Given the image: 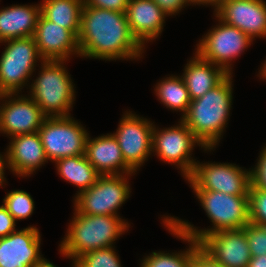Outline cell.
Listing matches in <instances>:
<instances>
[{
    "instance_id": "cell-16",
    "label": "cell",
    "mask_w": 266,
    "mask_h": 267,
    "mask_svg": "<svg viewBox=\"0 0 266 267\" xmlns=\"http://www.w3.org/2000/svg\"><path fill=\"white\" fill-rule=\"evenodd\" d=\"M200 246L224 267H247L252 258L243 229L211 233L200 242Z\"/></svg>"
},
{
    "instance_id": "cell-2",
    "label": "cell",
    "mask_w": 266,
    "mask_h": 267,
    "mask_svg": "<svg viewBox=\"0 0 266 267\" xmlns=\"http://www.w3.org/2000/svg\"><path fill=\"white\" fill-rule=\"evenodd\" d=\"M228 74L217 86L194 99L180 119L205 148H216L228 124L233 101V78Z\"/></svg>"
},
{
    "instance_id": "cell-36",
    "label": "cell",
    "mask_w": 266,
    "mask_h": 267,
    "mask_svg": "<svg viewBox=\"0 0 266 267\" xmlns=\"http://www.w3.org/2000/svg\"><path fill=\"white\" fill-rule=\"evenodd\" d=\"M5 168H9L8 167V160H7V153L5 152L3 155L0 154V186H4L3 184H5L6 182V178H5Z\"/></svg>"
},
{
    "instance_id": "cell-33",
    "label": "cell",
    "mask_w": 266,
    "mask_h": 267,
    "mask_svg": "<svg viewBox=\"0 0 266 267\" xmlns=\"http://www.w3.org/2000/svg\"><path fill=\"white\" fill-rule=\"evenodd\" d=\"M16 221L2 204L0 206V238L6 237L16 231Z\"/></svg>"
},
{
    "instance_id": "cell-9",
    "label": "cell",
    "mask_w": 266,
    "mask_h": 267,
    "mask_svg": "<svg viewBox=\"0 0 266 267\" xmlns=\"http://www.w3.org/2000/svg\"><path fill=\"white\" fill-rule=\"evenodd\" d=\"M38 133L49 161L85 155L89 133L71 115L46 117Z\"/></svg>"
},
{
    "instance_id": "cell-30",
    "label": "cell",
    "mask_w": 266,
    "mask_h": 267,
    "mask_svg": "<svg viewBox=\"0 0 266 267\" xmlns=\"http://www.w3.org/2000/svg\"><path fill=\"white\" fill-rule=\"evenodd\" d=\"M249 219L251 223H266V191L249 188Z\"/></svg>"
},
{
    "instance_id": "cell-21",
    "label": "cell",
    "mask_w": 266,
    "mask_h": 267,
    "mask_svg": "<svg viewBox=\"0 0 266 267\" xmlns=\"http://www.w3.org/2000/svg\"><path fill=\"white\" fill-rule=\"evenodd\" d=\"M41 6L12 5L0 9V43L34 35Z\"/></svg>"
},
{
    "instance_id": "cell-19",
    "label": "cell",
    "mask_w": 266,
    "mask_h": 267,
    "mask_svg": "<svg viewBox=\"0 0 266 267\" xmlns=\"http://www.w3.org/2000/svg\"><path fill=\"white\" fill-rule=\"evenodd\" d=\"M126 16L132 35L144 48L161 35L168 17L153 0H129Z\"/></svg>"
},
{
    "instance_id": "cell-13",
    "label": "cell",
    "mask_w": 266,
    "mask_h": 267,
    "mask_svg": "<svg viewBox=\"0 0 266 267\" xmlns=\"http://www.w3.org/2000/svg\"><path fill=\"white\" fill-rule=\"evenodd\" d=\"M19 94H0V133L9 138L37 132L47 117L29 95Z\"/></svg>"
},
{
    "instance_id": "cell-15",
    "label": "cell",
    "mask_w": 266,
    "mask_h": 267,
    "mask_svg": "<svg viewBox=\"0 0 266 267\" xmlns=\"http://www.w3.org/2000/svg\"><path fill=\"white\" fill-rule=\"evenodd\" d=\"M28 226L0 238V267H34L44 257L40 253L41 235Z\"/></svg>"
},
{
    "instance_id": "cell-23",
    "label": "cell",
    "mask_w": 266,
    "mask_h": 267,
    "mask_svg": "<svg viewBox=\"0 0 266 267\" xmlns=\"http://www.w3.org/2000/svg\"><path fill=\"white\" fill-rule=\"evenodd\" d=\"M163 224L170 234L188 243L189 248L180 252L165 253V251L152 252L148 256H144L141 260L140 267H191V262L195 252L201 247L200 243L192 237H189L178 231L166 218Z\"/></svg>"
},
{
    "instance_id": "cell-17",
    "label": "cell",
    "mask_w": 266,
    "mask_h": 267,
    "mask_svg": "<svg viewBox=\"0 0 266 267\" xmlns=\"http://www.w3.org/2000/svg\"><path fill=\"white\" fill-rule=\"evenodd\" d=\"M39 55L43 60H69L80 50L77 36L62 26L47 20L40 14L33 35Z\"/></svg>"
},
{
    "instance_id": "cell-6",
    "label": "cell",
    "mask_w": 266,
    "mask_h": 267,
    "mask_svg": "<svg viewBox=\"0 0 266 267\" xmlns=\"http://www.w3.org/2000/svg\"><path fill=\"white\" fill-rule=\"evenodd\" d=\"M0 57V94L20 93L28 86L37 62L44 61L33 36L6 40ZM20 91V92H19Z\"/></svg>"
},
{
    "instance_id": "cell-31",
    "label": "cell",
    "mask_w": 266,
    "mask_h": 267,
    "mask_svg": "<svg viewBox=\"0 0 266 267\" xmlns=\"http://www.w3.org/2000/svg\"><path fill=\"white\" fill-rule=\"evenodd\" d=\"M262 149L255 167L250 168V188L266 191V146Z\"/></svg>"
},
{
    "instance_id": "cell-37",
    "label": "cell",
    "mask_w": 266,
    "mask_h": 267,
    "mask_svg": "<svg viewBox=\"0 0 266 267\" xmlns=\"http://www.w3.org/2000/svg\"><path fill=\"white\" fill-rule=\"evenodd\" d=\"M224 0H189L190 5L194 4V5H209V6H213L214 11L220 6V4L223 2Z\"/></svg>"
},
{
    "instance_id": "cell-5",
    "label": "cell",
    "mask_w": 266,
    "mask_h": 267,
    "mask_svg": "<svg viewBox=\"0 0 266 267\" xmlns=\"http://www.w3.org/2000/svg\"><path fill=\"white\" fill-rule=\"evenodd\" d=\"M66 60H44L29 96L47 117L70 116L75 101V85L65 67Z\"/></svg>"
},
{
    "instance_id": "cell-40",
    "label": "cell",
    "mask_w": 266,
    "mask_h": 267,
    "mask_svg": "<svg viewBox=\"0 0 266 267\" xmlns=\"http://www.w3.org/2000/svg\"><path fill=\"white\" fill-rule=\"evenodd\" d=\"M264 63H262V66H260V70L258 73V76L260 77V79H265L266 80V60L263 61Z\"/></svg>"
},
{
    "instance_id": "cell-8",
    "label": "cell",
    "mask_w": 266,
    "mask_h": 267,
    "mask_svg": "<svg viewBox=\"0 0 266 267\" xmlns=\"http://www.w3.org/2000/svg\"><path fill=\"white\" fill-rule=\"evenodd\" d=\"M132 174L100 175L89 189L75 195L74 209L84 215L119 216V207L130 197Z\"/></svg>"
},
{
    "instance_id": "cell-18",
    "label": "cell",
    "mask_w": 266,
    "mask_h": 267,
    "mask_svg": "<svg viewBox=\"0 0 266 267\" xmlns=\"http://www.w3.org/2000/svg\"><path fill=\"white\" fill-rule=\"evenodd\" d=\"M6 148L8 169L18 177L31 176L37 169L48 163L37 132L12 136Z\"/></svg>"
},
{
    "instance_id": "cell-34",
    "label": "cell",
    "mask_w": 266,
    "mask_h": 267,
    "mask_svg": "<svg viewBox=\"0 0 266 267\" xmlns=\"http://www.w3.org/2000/svg\"><path fill=\"white\" fill-rule=\"evenodd\" d=\"M167 16L177 15L182 8L189 6V0H153Z\"/></svg>"
},
{
    "instance_id": "cell-12",
    "label": "cell",
    "mask_w": 266,
    "mask_h": 267,
    "mask_svg": "<svg viewBox=\"0 0 266 267\" xmlns=\"http://www.w3.org/2000/svg\"><path fill=\"white\" fill-rule=\"evenodd\" d=\"M153 126L150 120L129 110L125 111L116 132L113 133L125 163L134 172H137L152 154Z\"/></svg>"
},
{
    "instance_id": "cell-27",
    "label": "cell",
    "mask_w": 266,
    "mask_h": 267,
    "mask_svg": "<svg viewBox=\"0 0 266 267\" xmlns=\"http://www.w3.org/2000/svg\"><path fill=\"white\" fill-rule=\"evenodd\" d=\"M3 205L13 216L15 221L24 220L30 217L34 211V200L24 190H12L7 192L3 199Z\"/></svg>"
},
{
    "instance_id": "cell-39",
    "label": "cell",
    "mask_w": 266,
    "mask_h": 267,
    "mask_svg": "<svg viewBox=\"0 0 266 267\" xmlns=\"http://www.w3.org/2000/svg\"><path fill=\"white\" fill-rule=\"evenodd\" d=\"M73 266L75 267V262L72 261ZM34 267H56L55 264H53L52 262H50L49 260L43 258L37 265H35ZM58 267V266H57Z\"/></svg>"
},
{
    "instance_id": "cell-1",
    "label": "cell",
    "mask_w": 266,
    "mask_h": 267,
    "mask_svg": "<svg viewBox=\"0 0 266 267\" xmlns=\"http://www.w3.org/2000/svg\"><path fill=\"white\" fill-rule=\"evenodd\" d=\"M77 39L80 57L105 61L140 59L145 49L132 35L125 12L86 5Z\"/></svg>"
},
{
    "instance_id": "cell-7",
    "label": "cell",
    "mask_w": 266,
    "mask_h": 267,
    "mask_svg": "<svg viewBox=\"0 0 266 267\" xmlns=\"http://www.w3.org/2000/svg\"><path fill=\"white\" fill-rule=\"evenodd\" d=\"M178 123L168 128L163 127V129L154 124L152 153H155L160 160L177 166L182 177L186 179L197 162L195 158H192L194 147L198 145L204 151L210 150V152L215 148H205L181 119Z\"/></svg>"
},
{
    "instance_id": "cell-24",
    "label": "cell",
    "mask_w": 266,
    "mask_h": 267,
    "mask_svg": "<svg viewBox=\"0 0 266 267\" xmlns=\"http://www.w3.org/2000/svg\"><path fill=\"white\" fill-rule=\"evenodd\" d=\"M55 165L57 173L64 181L79 188L76 195L89 189L100 176L85 155L61 158L55 161Z\"/></svg>"
},
{
    "instance_id": "cell-38",
    "label": "cell",
    "mask_w": 266,
    "mask_h": 267,
    "mask_svg": "<svg viewBox=\"0 0 266 267\" xmlns=\"http://www.w3.org/2000/svg\"><path fill=\"white\" fill-rule=\"evenodd\" d=\"M247 267H266V255L252 256Z\"/></svg>"
},
{
    "instance_id": "cell-25",
    "label": "cell",
    "mask_w": 266,
    "mask_h": 267,
    "mask_svg": "<svg viewBox=\"0 0 266 267\" xmlns=\"http://www.w3.org/2000/svg\"><path fill=\"white\" fill-rule=\"evenodd\" d=\"M43 2V3H42ZM40 2L41 14L78 36L83 0H43Z\"/></svg>"
},
{
    "instance_id": "cell-20",
    "label": "cell",
    "mask_w": 266,
    "mask_h": 267,
    "mask_svg": "<svg viewBox=\"0 0 266 267\" xmlns=\"http://www.w3.org/2000/svg\"><path fill=\"white\" fill-rule=\"evenodd\" d=\"M85 156L100 175L136 173L125 163L119 143L112 133L87 137Z\"/></svg>"
},
{
    "instance_id": "cell-32",
    "label": "cell",
    "mask_w": 266,
    "mask_h": 267,
    "mask_svg": "<svg viewBox=\"0 0 266 267\" xmlns=\"http://www.w3.org/2000/svg\"><path fill=\"white\" fill-rule=\"evenodd\" d=\"M129 0H83L84 5L94 8L125 12Z\"/></svg>"
},
{
    "instance_id": "cell-29",
    "label": "cell",
    "mask_w": 266,
    "mask_h": 267,
    "mask_svg": "<svg viewBox=\"0 0 266 267\" xmlns=\"http://www.w3.org/2000/svg\"><path fill=\"white\" fill-rule=\"evenodd\" d=\"M243 231L249 245L251 256L266 255V223H249Z\"/></svg>"
},
{
    "instance_id": "cell-28",
    "label": "cell",
    "mask_w": 266,
    "mask_h": 267,
    "mask_svg": "<svg viewBox=\"0 0 266 267\" xmlns=\"http://www.w3.org/2000/svg\"><path fill=\"white\" fill-rule=\"evenodd\" d=\"M75 267H122L115 246L96 249L80 256Z\"/></svg>"
},
{
    "instance_id": "cell-26",
    "label": "cell",
    "mask_w": 266,
    "mask_h": 267,
    "mask_svg": "<svg viewBox=\"0 0 266 267\" xmlns=\"http://www.w3.org/2000/svg\"><path fill=\"white\" fill-rule=\"evenodd\" d=\"M154 91L166 108L182 112V117L188 112L192 100L181 76L164 77L155 85Z\"/></svg>"
},
{
    "instance_id": "cell-11",
    "label": "cell",
    "mask_w": 266,
    "mask_h": 267,
    "mask_svg": "<svg viewBox=\"0 0 266 267\" xmlns=\"http://www.w3.org/2000/svg\"><path fill=\"white\" fill-rule=\"evenodd\" d=\"M193 190H211L230 195H248L251 185L250 169L232 163H195L186 178Z\"/></svg>"
},
{
    "instance_id": "cell-4",
    "label": "cell",
    "mask_w": 266,
    "mask_h": 267,
    "mask_svg": "<svg viewBox=\"0 0 266 267\" xmlns=\"http://www.w3.org/2000/svg\"><path fill=\"white\" fill-rule=\"evenodd\" d=\"M73 214L59 245L60 254L73 262L87 252L114 246L130 226L120 216L84 215L75 209Z\"/></svg>"
},
{
    "instance_id": "cell-10",
    "label": "cell",
    "mask_w": 266,
    "mask_h": 267,
    "mask_svg": "<svg viewBox=\"0 0 266 267\" xmlns=\"http://www.w3.org/2000/svg\"><path fill=\"white\" fill-rule=\"evenodd\" d=\"M218 24L208 30L196 44V53L204 60L223 68L228 74H233L235 58L241 56L253 40L240 29L230 26L220 20L215 14Z\"/></svg>"
},
{
    "instance_id": "cell-22",
    "label": "cell",
    "mask_w": 266,
    "mask_h": 267,
    "mask_svg": "<svg viewBox=\"0 0 266 267\" xmlns=\"http://www.w3.org/2000/svg\"><path fill=\"white\" fill-rule=\"evenodd\" d=\"M194 55L188 60L181 75L191 100L202 97L228 75L220 66L202 59L196 52Z\"/></svg>"
},
{
    "instance_id": "cell-35",
    "label": "cell",
    "mask_w": 266,
    "mask_h": 267,
    "mask_svg": "<svg viewBox=\"0 0 266 267\" xmlns=\"http://www.w3.org/2000/svg\"><path fill=\"white\" fill-rule=\"evenodd\" d=\"M191 267H224L217 263L201 247L195 252Z\"/></svg>"
},
{
    "instance_id": "cell-3",
    "label": "cell",
    "mask_w": 266,
    "mask_h": 267,
    "mask_svg": "<svg viewBox=\"0 0 266 267\" xmlns=\"http://www.w3.org/2000/svg\"><path fill=\"white\" fill-rule=\"evenodd\" d=\"M207 217L211 228L198 229L188 221L165 216L181 233L201 242L207 235L223 230L243 229L250 223L249 195H230L211 190H193Z\"/></svg>"
},
{
    "instance_id": "cell-14",
    "label": "cell",
    "mask_w": 266,
    "mask_h": 267,
    "mask_svg": "<svg viewBox=\"0 0 266 267\" xmlns=\"http://www.w3.org/2000/svg\"><path fill=\"white\" fill-rule=\"evenodd\" d=\"M214 12L224 23L237 27L252 40L266 38L264 0H224Z\"/></svg>"
}]
</instances>
